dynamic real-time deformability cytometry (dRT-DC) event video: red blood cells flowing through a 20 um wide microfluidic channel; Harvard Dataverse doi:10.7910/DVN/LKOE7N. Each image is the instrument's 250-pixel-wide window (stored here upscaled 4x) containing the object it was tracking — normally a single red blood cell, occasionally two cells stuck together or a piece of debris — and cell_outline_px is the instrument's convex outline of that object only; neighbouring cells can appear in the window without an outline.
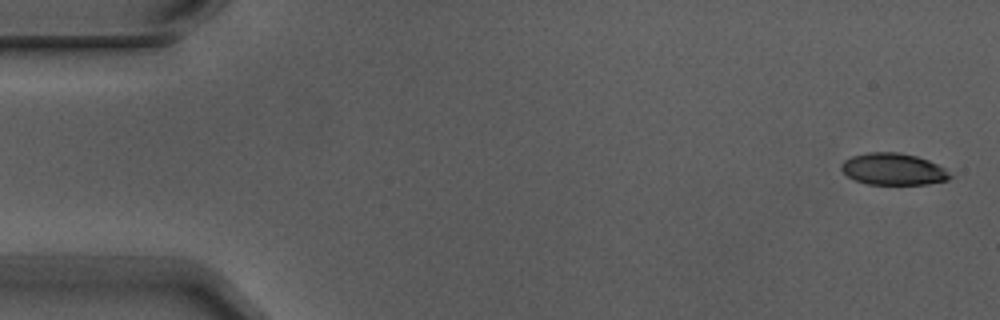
{"species": "Egyptian fruit bat (a non-hibernating species)", "species_latin": "Rousettus aegyptiacus", "temperature_condition": "warm", "stored_images_in_passage": 6, "segment_of_instrument_passage": [1, 2], "camera_frame_rate_fps": 3000, "um_per_image_px": 0.085, "animal": {"sex": "male"}, "frame": {"image": 1, "passage_image": 1, "time_ms": 0.0, "image_size_px": [1000, 320], "cell_outline_px": [[952, 176], [948, 180], [928, 184], [868, 184], [856, 180], [848, 176], [840, 168], [840, 164], [844, 160], [852, 156], [868, 152], [900, 152], [916, 156], [928, 160], [944, 168]], "centroid_in_image_um": [75.92, 14.37], "position_along_channel_um": 9.1, "area_um2": 20.06}}